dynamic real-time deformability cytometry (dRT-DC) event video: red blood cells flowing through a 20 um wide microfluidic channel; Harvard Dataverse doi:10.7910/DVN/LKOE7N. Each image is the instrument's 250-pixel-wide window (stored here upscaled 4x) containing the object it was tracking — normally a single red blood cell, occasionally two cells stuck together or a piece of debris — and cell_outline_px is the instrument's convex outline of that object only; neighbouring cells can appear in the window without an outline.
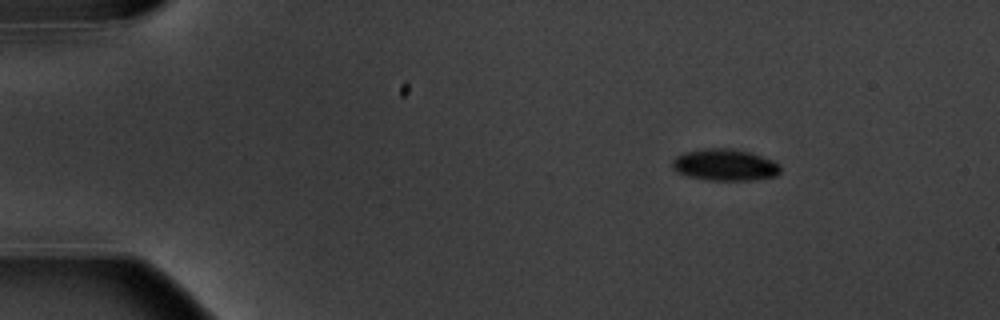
{"species": "common noctule bat (a hibernating species)", "species_latin": "Nyctalus noctula", "temperature_condition": "warm", "stored_images_in_passage": 7, "camera_frame_rate_fps": 3000, "um_per_image_px": 0.085, "animal": {"sex": "male", "body_mass_g": 20.1, "forearm_length_mm": 53.5}, "frame": {"image": 1, "passage_image": 2, "time_ms": 1.333, "image_size_px": [1000, 320], "cell_outline_px": [[780, 172], [776, 176], [752, 180], [708, 180], [688, 176], [676, 172], [672, 168], [672, 160], [676, 156], [684, 152], [704, 148], [732, 148], [748, 152], [772, 160], [780, 164]], "centroid_in_image_um": [61.59, 14.01], "position_along_channel_um": 23.4, "area_um2": 20.0}}
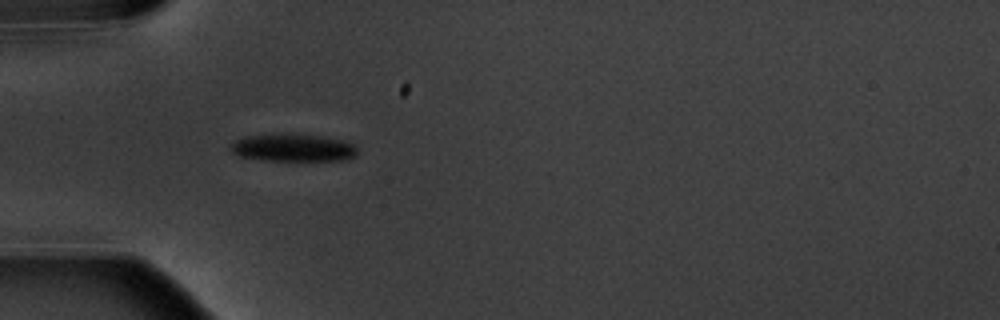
{"frame": {"image": 2, "passage_image": 5, "time_ms": 4.667, "image_size_px": [1000, 320], "cell_outline_px": [[356, 156], [344, 160], [260, 160], [240, 156], [232, 152], [232, 144], [236, 140], [248, 136], [320, 136], [344, 140], [352, 144], [356, 148]], "centroid_in_image_um": [24.96, 12.6], "position_along_channel_um": 60.0, "area_um2": 19.36}}